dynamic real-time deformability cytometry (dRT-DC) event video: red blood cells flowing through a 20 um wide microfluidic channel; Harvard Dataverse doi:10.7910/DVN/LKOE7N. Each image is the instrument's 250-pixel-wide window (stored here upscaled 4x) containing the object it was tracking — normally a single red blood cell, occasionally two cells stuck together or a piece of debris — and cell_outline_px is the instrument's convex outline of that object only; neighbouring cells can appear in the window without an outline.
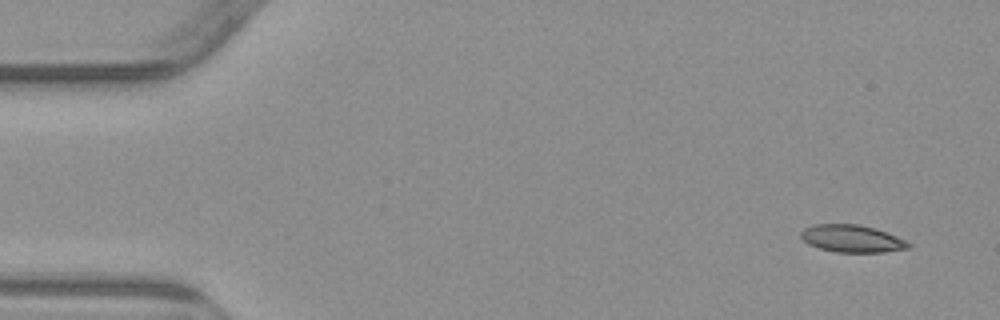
{"species": "common noctule bat (a hibernating species)", "species_latin": "Nyctalus noctula", "temperature_condition": "warm", "stored_images_in_passage": 4, "camera_frame_rate_fps": 3000, "um_per_image_px": 0.085, "animal": {"sex": "male", "body_mass_g": 23.1, "forearm_length_mm": 52.7}, "frame": {"image": 1, "passage_image": 1, "time_ms": 0.0, "image_size_px": [1000, 320], "cell_outline_px": [[912, 248], [884, 252], [836, 252], [820, 248], [808, 244], [800, 236], [800, 232], [804, 228], [812, 224], [860, 224], [896, 236], [912, 244]], "centroid_in_image_um": [72.4, 20.28], "position_along_channel_um": 12.6, "area_um2": 17.11}}
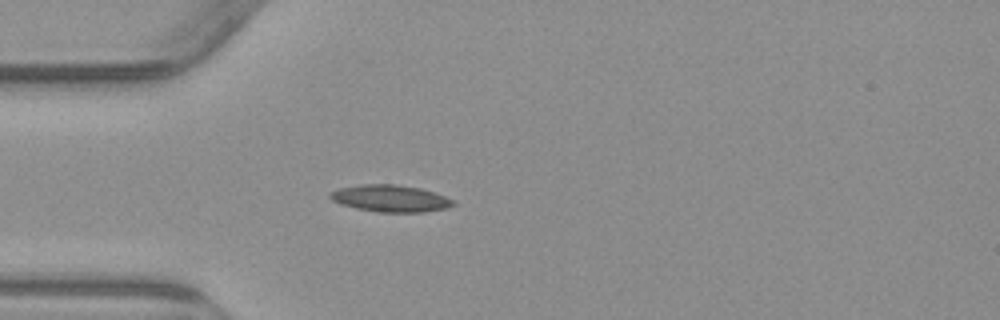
{"frame": {"image": 2, "passage_image": 4, "time_ms": 4.0, "image_size_px": [1000, 320], "cell_outline_px": [[456, 204], [448, 208], [424, 212], [376, 212], [356, 208], [340, 204], [332, 200], [328, 196], [332, 192], [340, 188], [360, 184], [396, 184], [420, 188], [444, 196], [452, 200]], "centroid_in_image_um": [33.18, 16.87], "position_along_channel_um": 51.8, "area_um2": 19.25}}